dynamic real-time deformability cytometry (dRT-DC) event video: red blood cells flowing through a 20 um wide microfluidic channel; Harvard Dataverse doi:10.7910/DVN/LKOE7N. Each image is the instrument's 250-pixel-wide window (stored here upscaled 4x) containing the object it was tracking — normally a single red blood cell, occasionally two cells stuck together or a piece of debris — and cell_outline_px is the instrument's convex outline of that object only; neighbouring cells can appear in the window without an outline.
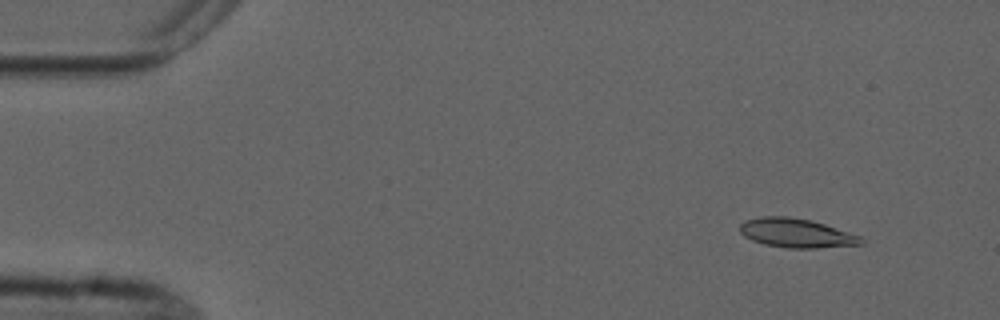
{"species": "common noctule bat (a hibernating species)", "species_latin": "Nyctalus noctula", "temperature_condition": "cold", "stored_images_in_passage": 4, "camera_frame_rate_fps": 3000, "um_per_image_px": 0.085, "animal": {"sex": "male", "forearm_length_mm": 52.5}, "frame": {"image": 1, "passage_image": 2, "time_ms": 1.0, "image_size_px": [1000, 320], "cell_outline_px": [[864, 244], [816, 248], [788, 248], [764, 244], [752, 240], [744, 236], [740, 232], [740, 224], [744, 220], [760, 216], [788, 216], [808, 220], [824, 224], [860, 236], [864, 240]], "centroid_in_image_um": [67.66, 19.81], "position_along_channel_um": 17.3, "area_um2": 20.46}}